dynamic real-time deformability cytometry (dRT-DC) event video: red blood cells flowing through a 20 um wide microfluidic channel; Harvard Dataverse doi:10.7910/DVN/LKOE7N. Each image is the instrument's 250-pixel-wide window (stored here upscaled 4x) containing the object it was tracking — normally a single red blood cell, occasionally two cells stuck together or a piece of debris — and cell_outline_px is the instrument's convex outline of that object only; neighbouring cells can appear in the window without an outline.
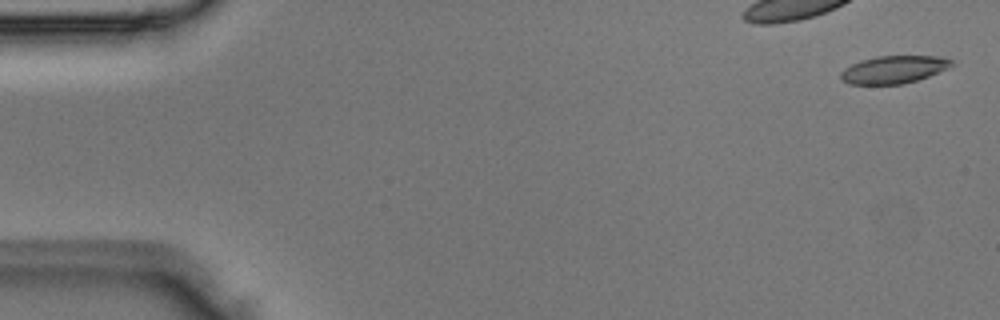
{"species": "Egyptian fruit bat (a non-hibernating species)", "species_latin": "Rousettus aegyptiacus", "temperature_condition": "room temperature", "stored_images_in_passage": 7, "camera_frame_rate_fps": 3000, "um_per_image_px": 0.085, "animal": {"sex": "male"}, "frame": {"image": 1, "passage_image": 1, "time_ms": 0.0, "image_size_px": [1000, 320], "cell_outline_px": [[956, 64], [948, 68], [928, 76], [916, 80], [900, 84], [848, 84], [840, 80], [840, 72], [844, 68], [860, 60], [876, 56], [940, 56], [952, 60]], "centroid_in_image_um": [75.94, 5.9], "position_along_channel_um": 9.1, "area_um2": 17.92}}
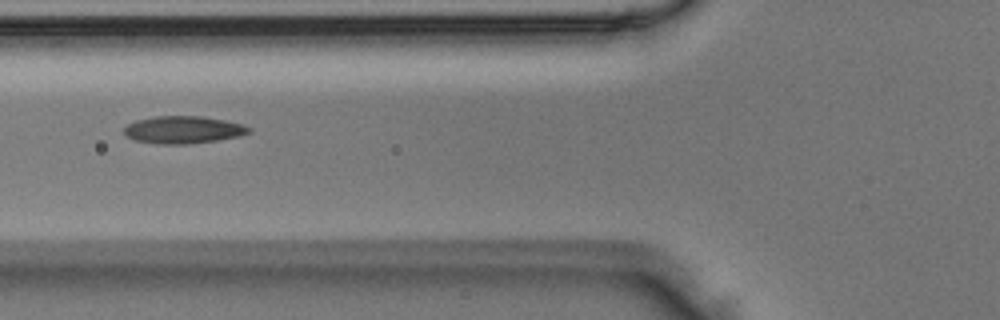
{"frame": {"image": 2, "passage_image": 6, "time_ms": 1.667, "image_size_px": [1000, 320], "cell_outline_px": [[252, 132], [240, 136], [216, 140], [188, 144], [160, 144], [136, 140], [128, 136], [124, 132], [124, 128], [128, 124], [136, 120], [156, 116], [200, 116], [224, 120], [244, 124], [252, 128]], "centroid_in_image_um": [15.62, 11.02], "position_along_channel_um": 110.2, "area_um2": 19.88}}
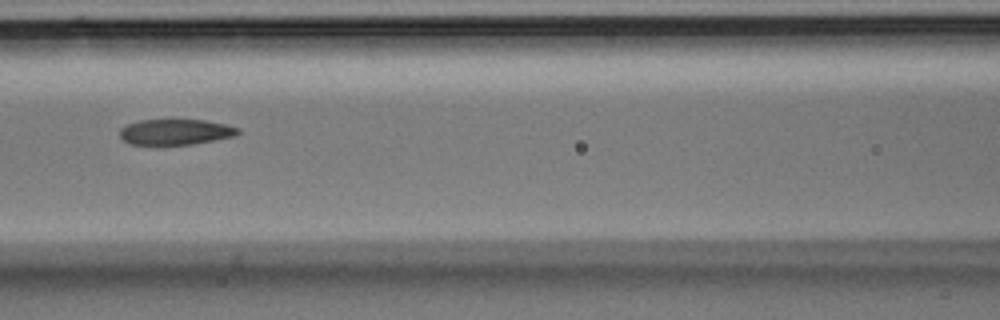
{"frame": {"image": 3, "passage_image": 7, "time_ms": 2.0, "image_size_px": [1000, 320], "cell_outline_px": [[240, 132], [236, 136], [192, 144], [128, 144], [120, 136], [120, 128], [128, 124], [140, 120], [204, 120], [228, 124], [240, 128]], "centroid_in_image_um": [14.96, 11.21], "position_along_channel_um": 151.6, "area_um2": 17.63}}